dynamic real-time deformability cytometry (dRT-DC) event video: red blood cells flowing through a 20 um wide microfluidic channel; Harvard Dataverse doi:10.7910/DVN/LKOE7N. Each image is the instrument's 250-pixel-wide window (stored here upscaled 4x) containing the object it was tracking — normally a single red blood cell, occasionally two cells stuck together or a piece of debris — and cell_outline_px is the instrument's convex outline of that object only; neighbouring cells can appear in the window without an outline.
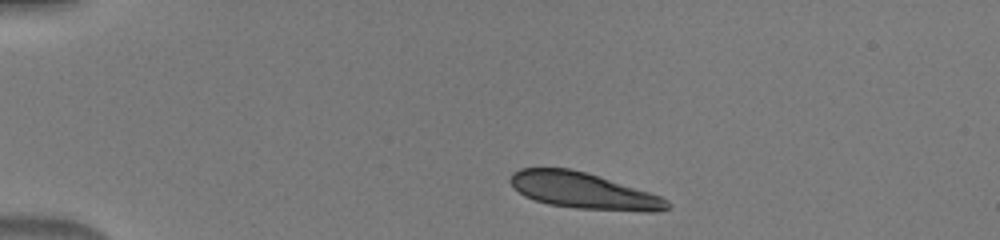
{"species": "human", "species_latin": "Homo sapiens", "temperature_condition": "warm", "stored_images_in_passage": 40, "camera_frame_rate_fps": 3000, "um_per_image_px": 0.085, "donor": {"sex": "male"}, "frame": {"image": 1, "passage_image": 1, "time_ms": 0.0, "image_size_px": [1000, 240], "cell_outline_px": [[672, 208], [660, 212], [644, 212], [576, 208], [548, 204], [524, 196], [508, 180], [512, 172], [520, 168], [568, 168], [584, 172], [648, 192], [660, 196], [668, 200], [672, 204]], "centroid_in_image_um": [49.63, 16.23], "position_along_channel_um": 35.4, "area_um2": 32.89}}
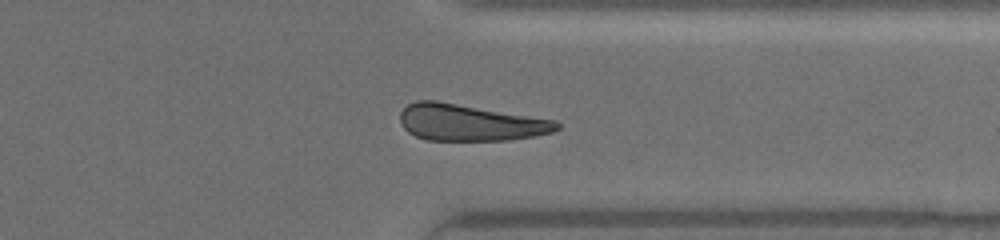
{"frame": {"image": 2, "passage_image": 30, "time_ms": 9.667, "image_size_px": [1000, 240], "cell_outline_px": [[560, 128], [552, 132], [532, 136], [508, 140], [428, 140], [416, 136], [408, 132], [400, 124], [400, 112], [408, 104], [416, 100], [436, 100], [556, 120], [560, 124]], "centroid_in_image_um": [39.92, 10.41], "position_along_channel_um": 371.5, "area_um2": 33.35}}
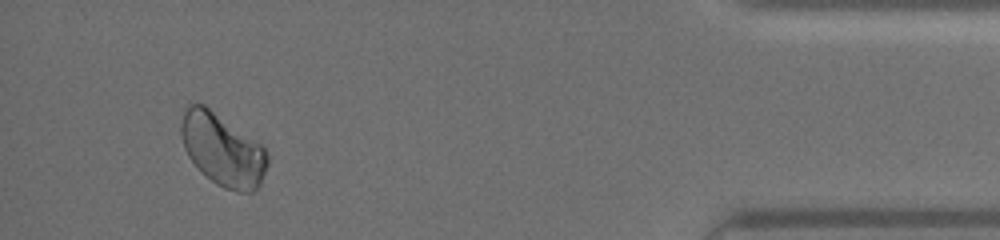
{"frame": {"image": 3, "passage_image": 37, "time_ms": 12.0, "image_size_px": [1000, 240], "cell_outline_px": [[268, 164], [260, 184], [252, 192], [240, 192], [224, 188], [216, 184], [200, 172], [188, 156], [184, 148], [180, 132], [180, 124], [188, 100], [204, 104], [264, 144], [268, 156]], "centroid_in_image_um": [18.91, 12.68], "position_along_channel_um": 416.3, "area_um2": 37.17}}